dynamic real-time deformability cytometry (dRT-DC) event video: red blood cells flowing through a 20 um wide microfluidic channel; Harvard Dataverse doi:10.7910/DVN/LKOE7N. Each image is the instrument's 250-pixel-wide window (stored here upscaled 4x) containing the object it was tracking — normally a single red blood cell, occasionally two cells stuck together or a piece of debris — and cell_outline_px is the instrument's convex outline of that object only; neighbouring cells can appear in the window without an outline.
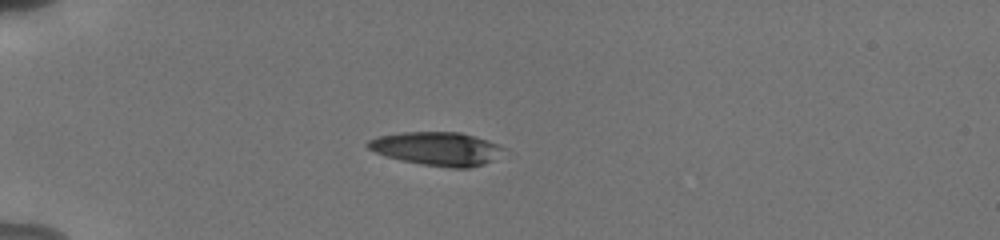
{"species": "human", "species_latin": "Homo sapiens", "temperature_condition": "cold", "stored_images_in_passage": 40, "camera_frame_rate_fps": 3000, "um_per_image_px": 0.085, "donor": {"sex": "male"}, "frame": {"image": 1, "passage_image": 1, "time_ms": 0.0, "image_size_px": [1000, 240], "cell_outline_px": [[508, 148], [492, 160], [484, 164], [468, 168], [452, 168], [424, 164], [400, 160], [376, 152], [368, 148], [364, 144], [368, 140], [376, 136], [404, 132], [460, 132], [476, 136], [500, 144]], "centroid_in_image_um": [37.17, 12.62], "position_along_channel_um": 47.8, "area_um2": 26.59}}
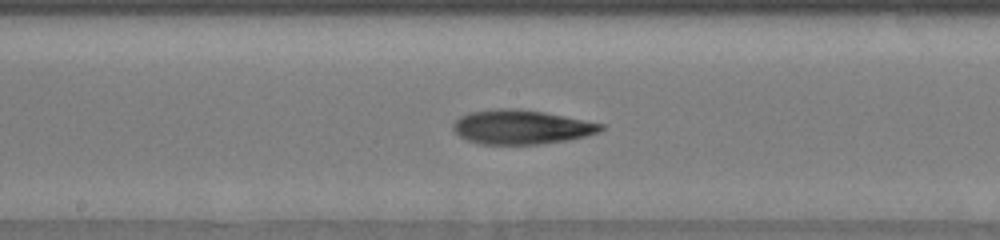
{"frame": {"image": 2, "passage_image": 16, "time_ms": 5.0, "image_size_px": [1000, 240], "cell_outline_px": [[604, 128], [600, 132], [568, 140], [540, 144], [480, 144], [468, 140], [460, 136], [452, 128], [452, 124], [460, 116], [468, 112], [500, 108], [512, 108], [544, 112], [604, 124]], "centroid_in_image_um": [44.3, 10.8], "position_along_channel_um": 203.9, "area_um2": 29.36}}
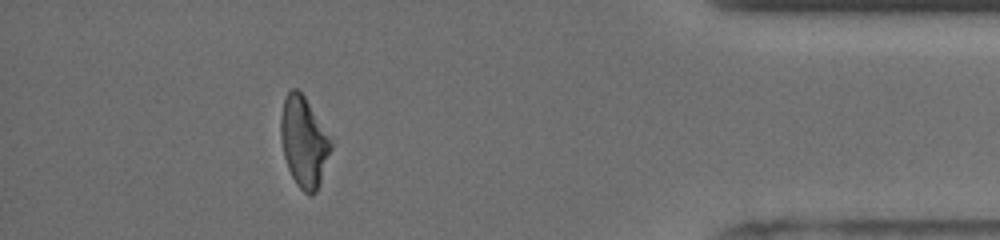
{"frame": {"image": 3, "passage_image": 35, "time_ms": 11.333, "image_size_px": [1000, 240], "cell_outline_px": [[332, 148], [320, 184], [316, 192], [312, 196], [308, 196], [296, 184], [288, 168], [284, 156], [280, 136], [280, 116], [284, 100], [288, 92], [292, 88], [296, 88], [304, 96], [332, 144]], "centroid_in_image_um": [25.8, 12.11], "position_along_channel_um": 409.4, "area_um2": 26.01}, "authors_computed_cell_mechanics": {"area_um2": 28.322, "velocity_mm_per_s": 3.824, "shape_relaxation_time_tau1_ms": 4.999, "shape_relaxation_time_tau2_ms": 2.9997, "deformation_change_tau1": 0.1874, "deformation_change_tau2": 0.1206}}